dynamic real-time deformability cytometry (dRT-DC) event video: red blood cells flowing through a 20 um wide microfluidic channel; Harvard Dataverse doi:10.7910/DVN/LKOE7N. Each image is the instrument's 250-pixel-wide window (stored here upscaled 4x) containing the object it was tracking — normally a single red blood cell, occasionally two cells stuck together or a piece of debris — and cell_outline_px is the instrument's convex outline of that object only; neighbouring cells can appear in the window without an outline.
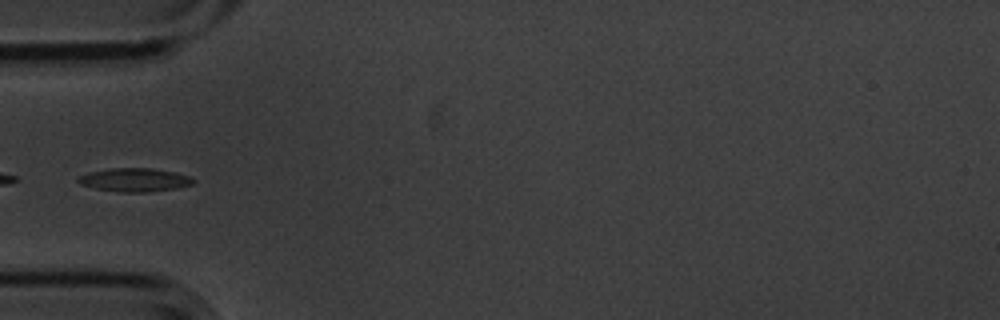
{"species": "common noctule bat (a hibernating species)", "species_latin": "Nyctalus noctula", "temperature_condition": "cold", "stored_images_in_passage": 1, "camera_frame_rate_fps": 3000, "um_per_image_px": 0.085, "animal": {"sex": "male", "body_mass_g": 20.1, "forearm_length_mm": 53.5}, "frame": {"image": 1, "passage_image": 1, "time_ms": 0.0, "image_size_px": [1000, 320], "cell_outline_px": [[196, 180], [192, 184], [176, 188], [148, 192], [120, 192], [96, 188], [80, 184], [76, 180], [80, 176], [88, 172], [108, 168], [152, 168], [176, 172], [188, 176]], "centroid_in_image_um": [11.44, 15.28], "position_along_channel_um": 73.6, "area_um2": 15.72}}